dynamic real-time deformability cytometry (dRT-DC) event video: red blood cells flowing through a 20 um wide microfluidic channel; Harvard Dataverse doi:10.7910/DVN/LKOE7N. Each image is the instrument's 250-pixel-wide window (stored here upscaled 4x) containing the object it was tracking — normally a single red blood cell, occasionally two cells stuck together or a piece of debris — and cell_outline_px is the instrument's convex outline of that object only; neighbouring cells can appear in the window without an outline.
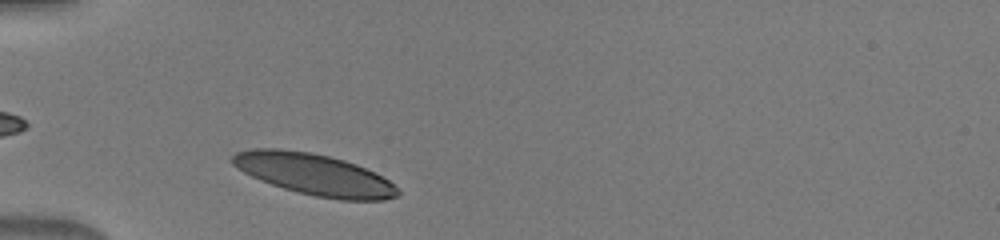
{"species": "human", "species_latin": "Homo sapiens", "temperature_condition": "warm", "stored_images_in_passage": 31, "camera_frame_rate_fps": 3000, "um_per_image_px": 0.085, "donor": {"sex": "male"}, "frame": {"image": 1, "passage_image": 1, "time_ms": 0.0, "image_size_px": [1000, 240], "cell_outline_px": [[400, 192], [396, 196], [384, 200], [340, 200], [316, 196], [284, 188], [260, 180], [244, 172], [232, 164], [228, 160], [236, 152], [252, 148], [280, 148], [308, 152], [328, 156], [344, 160], [356, 164], [376, 172], [388, 180]], "centroid_in_image_um": [26.69, 14.81], "position_along_channel_um": 58.3, "area_um2": 39.71}}
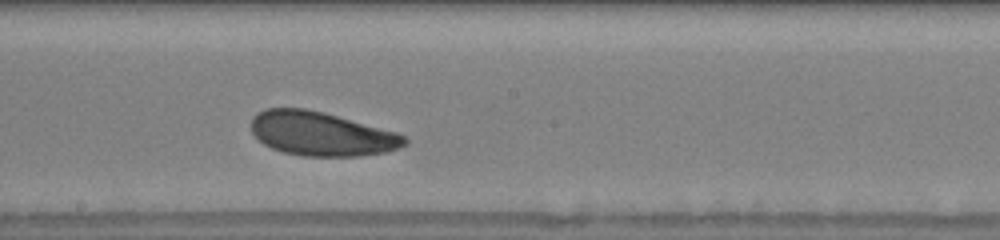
{"frame": {"image": 2, "passage_image": 14, "time_ms": 4.333, "image_size_px": [1000, 240], "cell_outline_px": [[408, 144], [400, 148], [388, 152], [360, 156], [304, 156], [284, 152], [272, 148], [264, 144], [252, 132], [252, 116], [256, 112], [268, 108], [304, 108], [324, 112], [396, 132], [404, 136], [408, 140]], "centroid_in_image_um": [27.33, 11.37], "position_along_channel_um": 220.9, "area_um2": 39.36}}
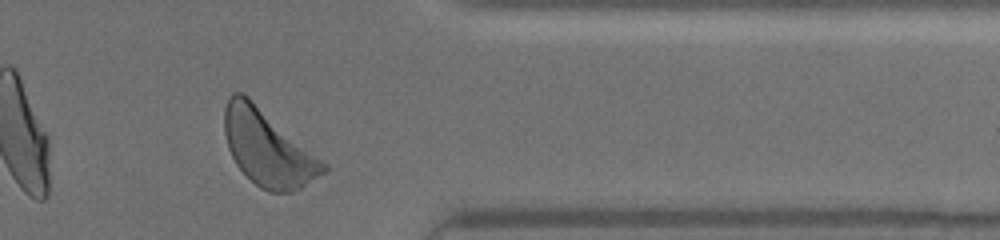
{"frame": {"image": 3, "passage_image": 27, "time_ms": 8.667, "image_size_px": [1000, 240], "cell_outline_px": [[328, 168], [324, 172], [300, 188], [292, 192], [268, 192], [260, 188], [236, 164], [228, 148], [224, 132], [224, 108], [228, 96], [232, 92], [240, 92], [248, 96], [328, 164]], "centroid_in_image_um": [22.75, 12.56], "position_along_channel_um": 388.7, "area_um2": 43.41}}